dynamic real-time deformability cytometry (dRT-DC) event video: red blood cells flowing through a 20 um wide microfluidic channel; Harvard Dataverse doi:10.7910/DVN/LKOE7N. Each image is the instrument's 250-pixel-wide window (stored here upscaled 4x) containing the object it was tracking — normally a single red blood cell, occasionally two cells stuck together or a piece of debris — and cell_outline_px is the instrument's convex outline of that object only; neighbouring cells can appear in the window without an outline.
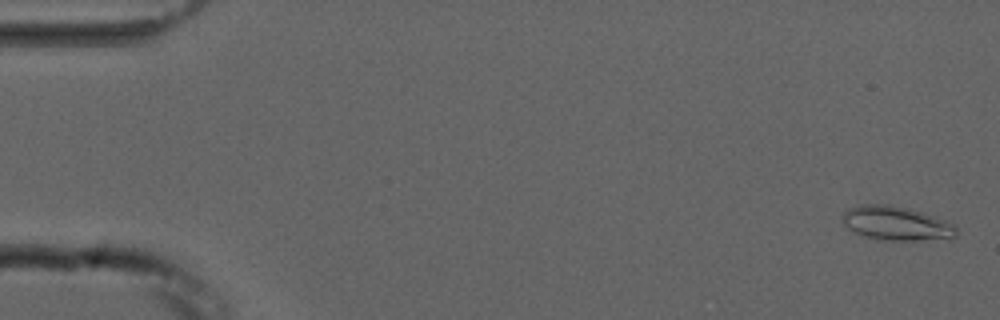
{"species": "common noctule bat (a hibernating species)", "species_latin": "Nyctalus noctula", "temperature_condition": "cold", "stored_images_in_passage": 4, "camera_frame_rate_fps": 3000, "um_per_image_px": 0.085, "animal": {"sex": "male", "forearm_length_mm": 52.5}, "frame": {"image": 1, "passage_image": 1, "time_ms": 0.0, "image_size_px": [1000, 320], "cell_outline_px": [[956, 236], [952, 240], [876, 240], [864, 236], [848, 228], [844, 224], [844, 212], [848, 208], [860, 204], [888, 204], [908, 208], [924, 212], [936, 216], [956, 224]], "centroid_in_image_um": [76.27, 18.99], "position_along_channel_um": 8.7, "area_um2": 23.06}}